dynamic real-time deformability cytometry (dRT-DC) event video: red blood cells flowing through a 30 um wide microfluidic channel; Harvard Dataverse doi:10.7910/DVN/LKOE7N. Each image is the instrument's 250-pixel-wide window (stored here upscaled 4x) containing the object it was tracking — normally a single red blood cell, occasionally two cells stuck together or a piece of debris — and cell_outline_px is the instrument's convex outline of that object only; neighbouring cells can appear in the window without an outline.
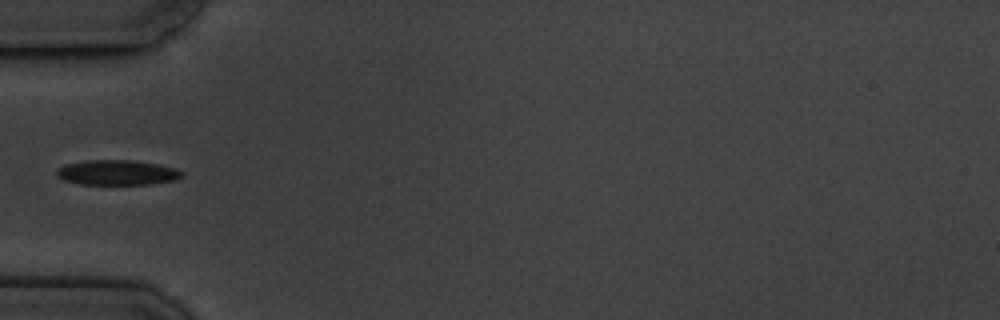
{"species": "common noctule bat (a hibernating species)", "species_latin": "Nyctalus noctula", "temperature_condition": "cold", "stored_images_in_passage": 6, "camera_frame_rate_fps": 3000, "um_per_image_px": 0.085, "animal": {"sex": "male", "body_mass_g": 19.5, "forearm_length_mm": 54.6}, "frame": {"image": 1, "passage_image": 6, "time_ms": 6.333, "image_size_px": [1000, 320], "cell_outline_px": [[184, 176], [176, 180], [148, 184], [80, 184], [64, 180], [56, 176], [56, 172], [60, 168], [68, 164], [88, 160], [132, 160], [156, 164], [176, 168], [184, 172]], "centroid_in_image_um": [10.0, 14.67], "position_along_channel_um": 75.0, "area_um2": 18.15}}